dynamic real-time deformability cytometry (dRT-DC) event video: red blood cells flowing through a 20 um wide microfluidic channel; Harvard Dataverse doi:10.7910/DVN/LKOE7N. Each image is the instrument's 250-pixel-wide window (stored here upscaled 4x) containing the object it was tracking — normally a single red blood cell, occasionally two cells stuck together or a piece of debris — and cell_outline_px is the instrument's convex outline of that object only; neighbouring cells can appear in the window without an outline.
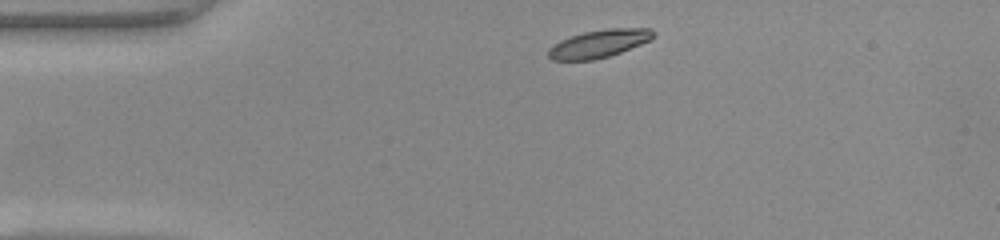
{"species": "common noctule bat (a hibernating species)", "species_latin": "Nyctalus noctula", "temperature_condition": "warm", "stored_images_in_passage": 40, "camera_frame_rate_fps": 3000, "um_per_image_px": 0.085, "animal": {"sex": "female", "body_mass_g": 22.0, "forearm_length_mm": 56.7}, "frame": {"image": 1, "passage_image": 1, "time_ms": 0.0, "image_size_px": [1000, 240], "cell_outline_px": [[656, 36], [652, 40], [620, 52], [608, 56], [592, 60], [552, 60], [548, 56], [548, 48], [560, 40], [584, 32], [608, 28], [652, 28], [656, 32]], "centroid_in_image_um": [50.96, 3.7], "position_along_channel_um": 34.0, "area_um2": 17.11}}
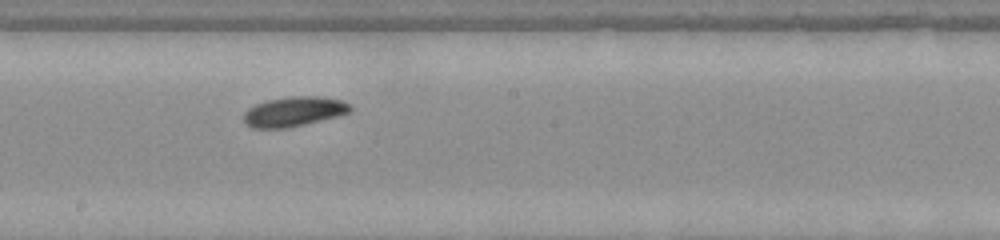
{"frame": {"image": 2, "passage_image": 18, "time_ms": 5.667, "image_size_px": [1000, 240], "cell_outline_px": [[352, 108], [348, 112], [336, 116], [304, 124], [284, 128], [252, 128], [244, 120], [244, 112], [248, 108], [256, 104], [268, 100], [292, 96], [316, 96], [340, 100], [348, 104]], "centroid_in_image_um": [24.94, 9.48], "position_along_channel_um": 223.3, "area_um2": 18.03}}
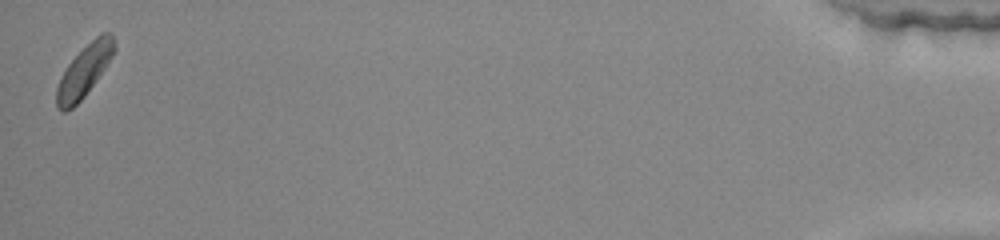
{"frame": {"image": 3, "passage_image": 40, "time_ms": 13.0, "image_size_px": [1000, 240], "cell_outline_px": [[116, 48], [112, 56], [96, 80], [84, 96], [72, 108], [64, 112], [60, 112], [56, 108], [56, 88], [60, 76], [68, 64], [100, 32], [112, 32]], "centroid_in_image_um": [7.14, 6.04], "position_along_channel_um": 428.1, "area_um2": 17.17}, "authors_computed_cell_mechanics": {"area_um2": 17.5423, "velocity_mm_per_s": 4.0908, "shape_relaxation_time_tau1_ms": 1.8599, "shape_relaxation_time_tau2_ms": null, "deformation_change_tau1": 0.0835, "deformation_change_tau2": null}}